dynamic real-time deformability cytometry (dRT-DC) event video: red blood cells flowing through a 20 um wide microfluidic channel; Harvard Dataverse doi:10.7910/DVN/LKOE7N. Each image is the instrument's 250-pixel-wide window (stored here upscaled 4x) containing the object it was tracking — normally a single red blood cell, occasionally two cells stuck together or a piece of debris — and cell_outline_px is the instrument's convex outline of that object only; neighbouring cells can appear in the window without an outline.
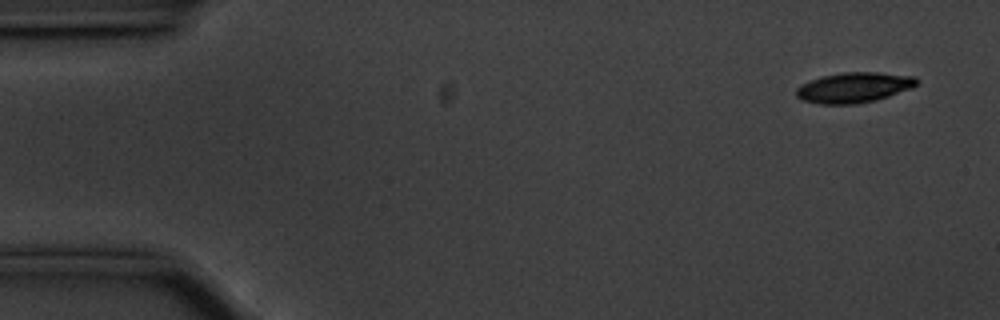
{"species": "common noctule bat (a hibernating species)", "species_latin": "Nyctalus noctula", "temperature_condition": "cold", "stored_images_in_passage": 56, "camera_frame_rate_fps": 3000, "um_per_image_px": 0.085, "animal": {"sex": "male", "body_mass_g": 20.1, "forearm_length_mm": 53.5}, "frame": {"image": 1, "passage_image": 3, "time_ms": 0.667, "image_size_px": [1000, 320], "cell_outline_px": [[920, 84], [912, 88], [876, 100], [856, 104], [820, 104], [800, 100], [796, 96], [796, 88], [820, 76], [844, 72], [880, 72], [916, 76], [920, 80]], "centroid_in_image_um": [72.64, 7.43], "position_along_channel_um": 12.4, "area_um2": 21.5}}
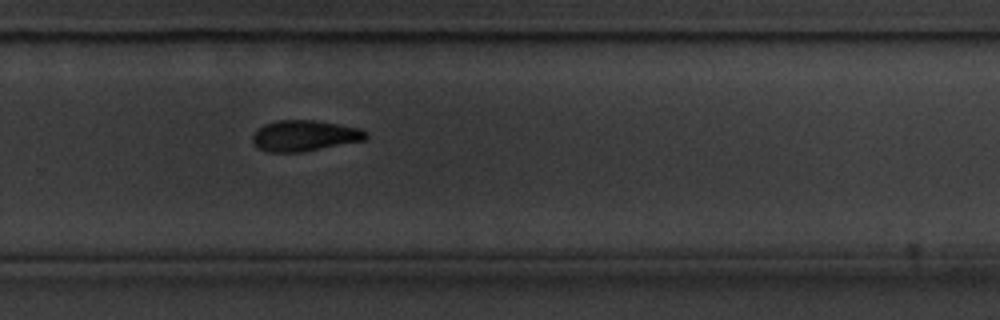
{"frame": {"image": 2, "passage_image": 37, "time_ms": 12.0, "image_size_px": [1000, 320], "cell_outline_px": [[368, 136], [364, 140], [304, 152], [268, 152], [260, 148], [252, 140], [252, 136], [264, 124], [276, 120], [316, 120], [360, 128], [368, 132]], "centroid_in_image_um": [25.92, 11.53], "position_along_channel_um": 303.9, "area_um2": 20.35}}
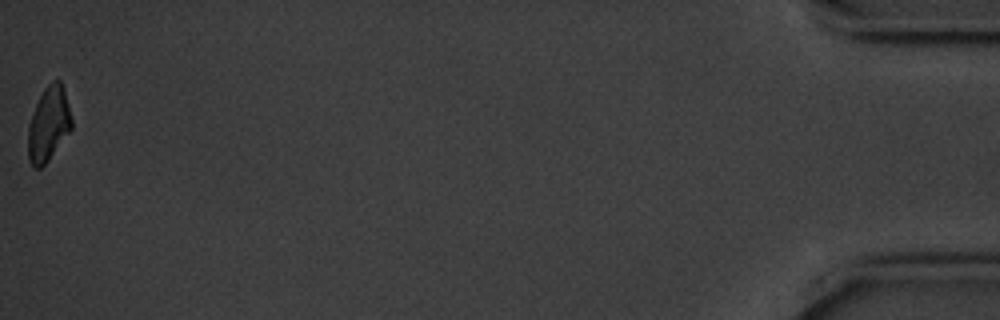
{"frame": {"image": 3, "passage_image": 56, "time_ms": 18.333, "image_size_px": [1000, 320], "cell_outline_px": [[72, 128], [48, 160], [40, 168], [36, 168], [28, 160], [28, 124], [32, 112], [44, 88], [52, 80], [60, 80], [64, 88], [72, 120]], "centroid_in_image_um": [4.12, 10.52], "position_along_channel_um": 431.1, "area_um2": 18.79}, "authors_computed_cell_mechanics": {"area_um2": 21.1259, "velocity_mm_per_s": 3.5454, "shape_relaxation_time_tau1_ms": 2.9661, "shape_relaxation_time_tau2_ms": null, "deformation_change_tau1": 0.132, "deformation_change_tau2": null}}